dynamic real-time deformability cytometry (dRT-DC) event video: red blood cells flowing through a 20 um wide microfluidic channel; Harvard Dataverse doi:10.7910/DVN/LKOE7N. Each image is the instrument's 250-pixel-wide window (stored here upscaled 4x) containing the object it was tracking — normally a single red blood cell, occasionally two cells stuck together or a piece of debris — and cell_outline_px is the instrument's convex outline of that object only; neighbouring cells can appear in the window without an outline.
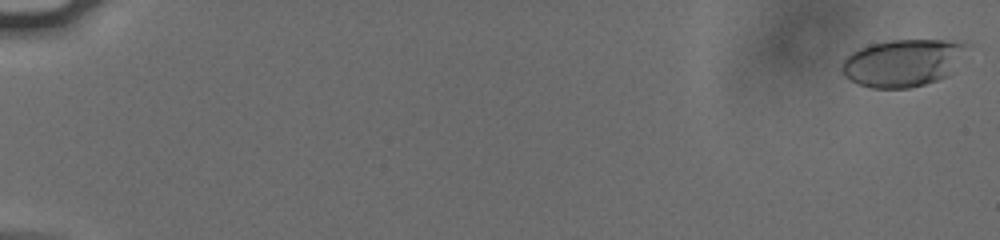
{"species": "human", "species_latin": "Homo sapiens", "temperature_condition": "cold", "stored_images_in_passage": 58, "camera_frame_rate_fps": 3000, "um_per_image_px": 0.085, "donor": {"sex": "male"}, "frame": {"image": 1, "passage_image": 2, "time_ms": 0.333, "image_size_px": [1000, 240], "cell_outline_px": [[964, 44], [948, 76], [924, 84], [908, 88], [872, 88], [860, 84], [844, 76], [840, 68], [844, 60], [852, 52], [860, 48], [872, 44], [892, 40], [944, 40]], "centroid_in_image_um": [76.61, 5.36], "position_along_channel_um": 8.4, "area_um2": 33.29}}
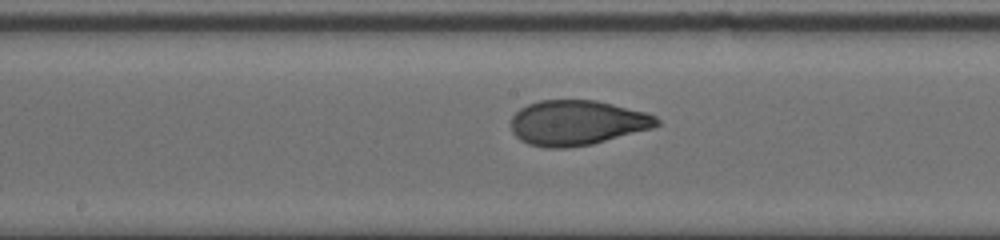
{"frame": {"image": 2, "passage_image": 33, "time_ms": 10.667, "image_size_px": [1000, 240], "cell_outline_px": [[660, 124], [652, 128], [592, 144], [568, 148], [544, 148], [528, 144], [520, 140], [512, 132], [512, 116], [520, 108], [528, 104], [540, 100], [596, 100], [644, 112], [656, 116], [660, 120]], "centroid_in_image_um": [49.03, 10.44], "position_along_channel_um": 199.2, "area_um2": 38.21}}
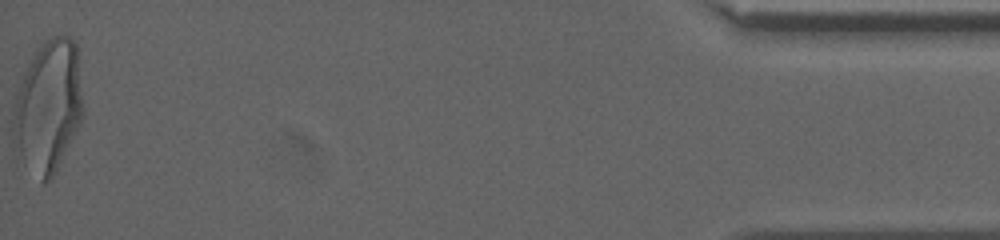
{"frame": {"image": 3, "passage_image": 58, "time_ms": 19.0, "image_size_px": [1000, 240], "cell_outline_px": [[84, 116], [56, 172], [44, 184], [40, 180], [20, 152], [12, 136], [12, 116], [16, 80], [32, 52], [44, 40], [52, 36], [68, 36], [76, 44], [84, 108]], "centroid_in_image_um": [4.08, 8.94], "position_along_channel_um": 431.1, "area_um2": 54.62}, "authors_computed_cell_mechanics": {"area_um2": 37.3388, "velocity_mm_per_s": 3.7934, "shape_relaxation_time_tau1_ms": 4.8031, "shape_relaxation_time_tau2_ms": 0.817, "deformation_change_tau1": 0.1818, "deformation_change_tau2": 0.0624}}